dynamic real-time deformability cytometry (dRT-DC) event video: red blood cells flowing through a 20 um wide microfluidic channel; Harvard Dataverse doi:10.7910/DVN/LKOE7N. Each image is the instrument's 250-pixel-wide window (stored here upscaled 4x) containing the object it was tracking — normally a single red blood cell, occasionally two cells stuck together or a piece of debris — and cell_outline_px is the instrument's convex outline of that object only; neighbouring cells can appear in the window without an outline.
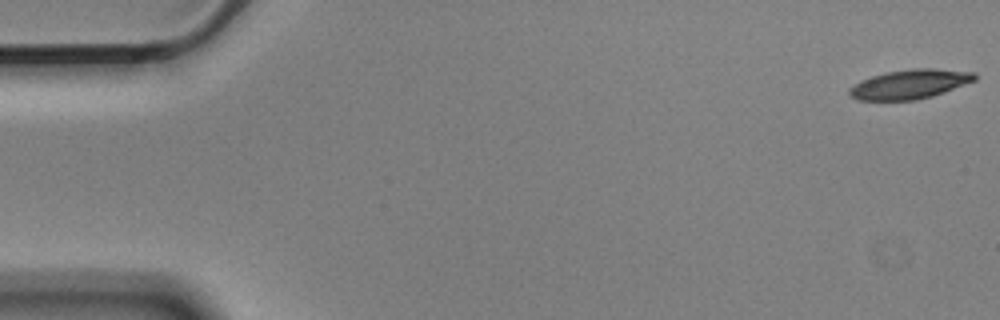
{"species": "Egyptian fruit bat (a non-hibernating species)", "species_latin": "Rousettus aegyptiacus", "temperature_condition": "cold", "stored_images_in_passage": 5, "camera_frame_rate_fps": 3000, "um_per_image_px": 0.085, "animal": {"sex": "male"}, "frame": {"image": 1, "passage_image": 1, "time_ms": 0.0, "image_size_px": [1000, 320], "cell_outline_px": [[976, 80], [944, 92], [932, 96], [916, 100], [856, 100], [848, 92], [848, 88], [860, 80], [884, 72], [912, 68], [932, 68], [976, 72]], "centroid_in_image_um": [77.32, 7.15], "position_along_channel_um": 7.7, "area_um2": 21.56}}
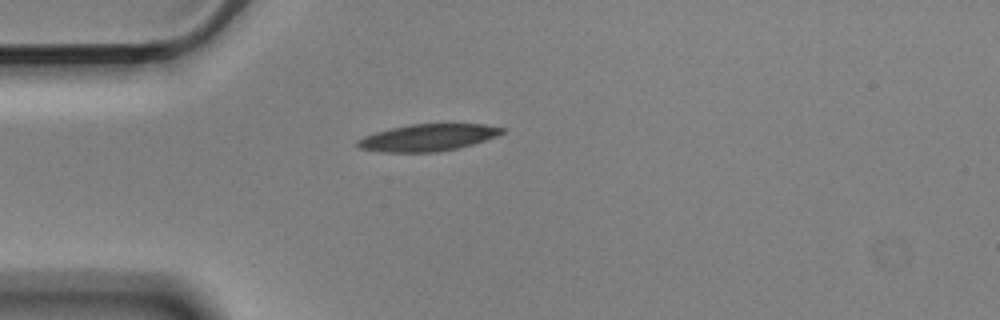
{"frame": {"image": 2, "passage_image": 5, "time_ms": 1.333, "image_size_px": [1000, 320], "cell_outline_px": [[508, 128], [504, 132], [496, 136], [472, 144], [456, 148], [436, 152], [384, 152], [360, 148], [356, 144], [356, 140], [364, 136], [376, 132], [408, 124], [484, 124]], "centroid_in_image_um": [36.38, 11.68], "position_along_channel_um": 48.6, "area_um2": 22.54}}